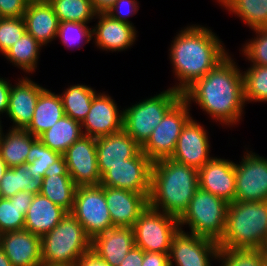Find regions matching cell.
<instances>
[{
  "instance_id": "obj_1",
  "label": "cell",
  "mask_w": 267,
  "mask_h": 266,
  "mask_svg": "<svg viewBox=\"0 0 267 266\" xmlns=\"http://www.w3.org/2000/svg\"><path fill=\"white\" fill-rule=\"evenodd\" d=\"M182 98L189 104L196 102L216 122L235 125L242 118L246 103L242 72L228 54L204 77L188 87Z\"/></svg>"
},
{
  "instance_id": "obj_22",
  "label": "cell",
  "mask_w": 267,
  "mask_h": 266,
  "mask_svg": "<svg viewBox=\"0 0 267 266\" xmlns=\"http://www.w3.org/2000/svg\"><path fill=\"white\" fill-rule=\"evenodd\" d=\"M43 89L27 77H23L16 85L11 84L7 115L13 122L12 129H25L29 125Z\"/></svg>"
},
{
  "instance_id": "obj_29",
  "label": "cell",
  "mask_w": 267,
  "mask_h": 266,
  "mask_svg": "<svg viewBox=\"0 0 267 266\" xmlns=\"http://www.w3.org/2000/svg\"><path fill=\"white\" fill-rule=\"evenodd\" d=\"M83 136L81 122L65 115L38 139L51 150L63 155L65 151Z\"/></svg>"
},
{
  "instance_id": "obj_12",
  "label": "cell",
  "mask_w": 267,
  "mask_h": 266,
  "mask_svg": "<svg viewBox=\"0 0 267 266\" xmlns=\"http://www.w3.org/2000/svg\"><path fill=\"white\" fill-rule=\"evenodd\" d=\"M240 164L234 163L235 200L267 201V158L252 151L244 153Z\"/></svg>"
},
{
  "instance_id": "obj_38",
  "label": "cell",
  "mask_w": 267,
  "mask_h": 266,
  "mask_svg": "<svg viewBox=\"0 0 267 266\" xmlns=\"http://www.w3.org/2000/svg\"><path fill=\"white\" fill-rule=\"evenodd\" d=\"M60 156V153L46 147L39 139H37L30 147L26 165L33 173V177L36 175L44 177L48 166L52 165Z\"/></svg>"
},
{
  "instance_id": "obj_52",
  "label": "cell",
  "mask_w": 267,
  "mask_h": 266,
  "mask_svg": "<svg viewBox=\"0 0 267 266\" xmlns=\"http://www.w3.org/2000/svg\"><path fill=\"white\" fill-rule=\"evenodd\" d=\"M2 126H1V121H0V136H1V133H2Z\"/></svg>"
},
{
  "instance_id": "obj_46",
  "label": "cell",
  "mask_w": 267,
  "mask_h": 266,
  "mask_svg": "<svg viewBox=\"0 0 267 266\" xmlns=\"http://www.w3.org/2000/svg\"><path fill=\"white\" fill-rule=\"evenodd\" d=\"M3 77L0 78V116L1 113H6L9 106V95L11 89L10 81H6Z\"/></svg>"
},
{
  "instance_id": "obj_31",
  "label": "cell",
  "mask_w": 267,
  "mask_h": 266,
  "mask_svg": "<svg viewBox=\"0 0 267 266\" xmlns=\"http://www.w3.org/2000/svg\"><path fill=\"white\" fill-rule=\"evenodd\" d=\"M33 173L26 164L18 165L8 170L3 175L0 182V196L11 198L19 191H26L31 194H40L43 177L32 176Z\"/></svg>"
},
{
  "instance_id": "obj_17",
  "label": "cell",
  "mask_w": 267,
  "mask_h": 266,
  "mask_svg": "<svg viewBox=\"0 0 267 266\" xmlns=\"http://www.w3.org/2000/svg\"><path fill=\"white\" fill-rule=\"evenodd\" d=\"M199 188L224 199L228 203L235 200L234 162L212 157L198 170Z\"/></svg>"
},
{
  "instance_id": "obj_42",
  "label": "cell",
  "mask_w": 267,
  "mask_h": 266,
  "mask_svg": "<svg viewBox=\"0 0 267 266\" xmlns=\"http://www.w3.org/2000/svg\"><path fill=\"white\" fill-rule=\"evenodd\" d=\"M136 0H116V2L106 11L112 18L132 25L127 17H130L138 12L139 6Z\"/></svg>"
},
{
  "instance_id": "obj_36",
  "label": "cell",
  "mask_w": 267,
  "mask_h": 266,
  "mask_svg": "<svg viewBox=\"0 0 267 266\" xmlns=\"http://www.w3.org/2000/svg\"><path fill=\"white\" fill-rule=\"evenodd\" d=\"M244 100L246 102L267 101V66L252 65L242 72Z\"/></svg>"
},
{
  "instance_id": "obj_15",
  "label": "cell",
  "mask_w": 267,
  "mask_h": 266,
  "mask_svg": "<svg viewBox=\"0 0 267 266\" xmlns=\"http://www.w3.org/2000/svg\"><path fill=\"white\" fill-rule=\"evenodd\" d=\"M207 134L205 127L191 117L182 128L170 159L197 170L201 169L212 158Z\"/></svg>"
},
{
  "instance_id": "obj_33",
  "label": "cell",
  "mask_w": 267,
  "mask_h": 266,
  "mask_svg": "<svg viewBox=\"0 0 267 266\" xmlns=\"http://www.w3.org/2000/svg\"><path fill=\"white\" fill-rule=\"evenodd\" d=\"M41 45L27 31L23 36L11 46V48L3 55L13 65L23 69L26 73L32 74L35 71L39 59V50Z\"/></svg>"
},
{
  "instance_id": "obj_43",
  "label": "cell",
  "mask_w": 267,
  "mask_h": 266,
  "mask_svg": "<svg viewBox=\"0 0 267 266\" xmlns=\"http://www.w3.org/2000/svg\"><path fill=\"white\" fill-rule=\"evenodd\" d=\"M30 1L31 0H0V17H23Z\"/></svg>"
},
{
  "instance_id": "obj_28",
  "label": "cell",
  "mask_w": 267,
  "mask_h": 266,
  "mask_svg": "<svg viewBox=\"0 0 267 266\" xmlns=\"http://www.w3.org/2000/svg\"><path fill=\"white\" fill-rule=\"evenodd\" d=\"M25 129H9L0 136V156L8 168L26 164L31 145L37 140Z\"/></svg>"
},
{
  "instance_id": "obj_27",
  "label": "cell",
  "mask_w": 267,
  "mask_h": 266,
  "mask_svg": "<svg viewBox=\"0 0 267 266\" xmlns=\"http://www.w3.org/2000/svg\"><path fill=\"white\" fill-rule=\"evenodd\" d=\"M63 116L65 112L60 94L44 88L37 100L33 118L25 130L38 138Z\"/></svg>"
},
{
  "instance_id": "obj_44",
  "label": "cell",
  "mask_w": 267,
  "mask_h": 266,
  "mask_svg": "<svg viewBox=\"0 0 267 266\" xmlns=\"http://www.w3.org/2000/svg\"><path fill=\"white\" fill-rule=\"evenodd\" d=\"M141 266H170L169 254L144 251Z\"/></svg>"
},
{
  "instance_id": "obj_26",
  "label": "cell",
  "mask_w": 267,
  "mask_h": 266,
  "mask_svg": "<svg viewBox=\"0 0 267 266\" xmlns=\"http://www.w3.org/2000/svg\"><path fill=\"white\" fill-rule=\"evenodd\" d=\"M41 194H35L25 215L24 229L39 237L49 233L67 214Z\"/></svg>"
},
{
  "instance_id": "obj_11",
  "label": "cell",
  "mask_w": 267,
  "mask_h": 266,
  "mask_svg": "<svg viewBox=\"0 0 267 266\" xmlns=\"http://www.w3.org/2000/svg\"><path fill=\"white\" fill-rule=\"evenodd\" d=\"M153 161L140 151L124 163L110 165L101 177L100 185L121 188L140 194H150Z\"/></svg>"
},
{
  "instance_id": "obj_20",
  "label": "cell",
  "mask_w": 267,
  "mask_h": 266,
  "mask_svg": "<svg viewBox=\"0 0 267 266\" xmlns=\"http://www.w3.org/2000/svg\"><path fill=\"white\" fill-rule=\"evenodd\" d=\"M76 189L77 186L68 173L64 155H61L45 171L40 194L70 213Z\"/></svg>"
},
{
  "instance_id": "obj_5",
  "label": "cell",
  "mask_w": 267,
  "mask_h": 266,
  "mask_svg": "<svg viewBox=\"0 0 267 266\" xmlns=\"http://www.w3.org/2000/svg\"><path fill=\"white\" fill-rule=\"evenodd\" d=\"M92 240L82 224L71 214L41 237L43 265L74 266L82 255L91 250Z\"/></svg>"
},
{
  "instance_id": "obj_45",
  "label": "cell",
  "mask_w": 267,
  "mask_h": 266,
  "mask_svg": "<svg viewBox=\"0 0 267 266\" xmlns=\"http://www.w3.org/2000/svg\"><path fill=\"white\" fill-rule=\"evenodd\" d=\"M143 257L144 251L141 248L134 246L118 266H141Z\"/></svg>"
},
{
  "instance_id": "obj_3",
  "label": "cell",
  "mask_w": 267,
  "mask_h": 266,
  "mask_svg": "<svg viewBox=\"0 0 267 266\" xmlns=\"http://www.w3.org/2000/svg\"><path fill=\"white\" fill-rule=\"evenodd\" d=\"M199 188L198 170L170 158L153 162L149 206L180 218Z\"/></svg>"
},
{
  "instance_id": "obj_4",
  "label": "cell",
  "mask_w": 267,
  "mask_h": 266,
  "mask_svg": "<svg viewBox=\"0 0 267 266\" xmlns=\"http://www.w3.org/2000/svg\"><path fill=\"white\" fill-rule=\"evenodd\" d=\"M267 239V201L229 203L220 248L261 249Z\"/></svg>"
},
{
  "instance_id": "obj_2",
  "label": "cell",
  "mask_w": 267,
  "mask_h": 266,
  "mask_svg": "<svg viewBox=\"0 0 267 266\" xmlns=\"http://www.w3.org/2000/svg\"><path fill=\"white\" fill-rule=\"evenodd\" d=\"M179 32L172 41L169 58L175 77L180 81L171 88L183 93L221 62L228 52L211 29L191 25Z\"/></svg>"
},
{
  "instance_id": "obj_7",
  "label": "cell",
  "mask_w": 267,
  "mask_h": 266,
  "mask_svg": "<svg viewBox=\"0 0 267 266\" xmlns=\"http://www.w3.org/2000/svg\"><path fill=\"white\" fill-rule=\"evenodd\" d=\"M181 98V92L169 88L123 109V130L142 147L164 115Z\"/></svg>"
},
{
  "instance_id": "obj_48",
  "label": "cell",
  "mask_w": 267,
  "mask_h": 266,
  "mask_svg": "<svg viewBox=\"0 0 267 266\" xmlns=\"http://www.w3.org/2000/svg\"><path fill=\"white\" fill-rule=\"evenodd\" d=\"M92 2L97 12H106L116 0H92Z\"/></svg>"
},
{
  "instance_id": "obj_34",
  "label": "cell",
  "mask_w": 267,
  "mask_h": 266,
  "mask_svg": "<svg viewBox=\"0 0 267 266\" xmlns=\"http://www.w3.org/2000/svg\"><path fill=\"white\" fill-rule=\"evenodd\" d=\"M97 93L86 85L68 87L61 95L65 115L83 122L91 109L92 99Z\"/></svg>"
},
{
  "instance_id": "obj_51",
  "label": "cell",
  "mask_w": 267,
  "mask_h": 266,
  "mask_svg": "<svg viewBox=\"0 0 267 266\" xmlns=\"http://www.w3.org/2000/svg\"><path fill=\"white\" fill-rule=\"evenodd\" d=\"M261 250L265 254V256L267 257V239L265 240Z\"/></svg>"
},
{
  "instance_id": "obj_49",
  "label": "cell",
  "mask_w": 267,
  "mask_h": 266,
  "mask_svg": "<svg viewBox=\"0 0 267 266\" xmlns=\"http://www.w3.org/2000/svg\"><path fill=\"white\" fill-rule=\"evenodd\" d=\"M0 266H12L5 252L0 248Z\"/></svg>"
},
{
  "instance_id": "obj_9",
  "label": "cell",
  "mask_w": 267,
  "mask_h": 266,
  "mask_svg": "<svg viewBox=\"0 0 267 266\" xmlns=\"http://www.w3.org/2000/svg\"><path fill=\"white\" fill-rule=\"evenodd\" d=\"M70 213L82 224L91 240L114 227L102 185L77 187Z\"/></svg>"
},
{
  "instance_id": "obj_13",
  "label": "cell",
  "mask_w": 267,
  "mask_h": 266,
  "mask_svg": "<svg viewBox=\"0 0 267 266\" xmlns=\"http://www.w3.org/2000/svg\"><path fill=\"white\" fill-rule=\"evenodd\" d=\"M219 250L217 241L179 229L171 243L170 266L173 261L176 266H211V259L218 260Z\"/></svg>"
},
{
  "instance_id": "obj_32",
  "label": "cell",
  "mask_w": 267,
  "mask_h": 266,
  "mask_svg": "<svg viewBox=\"0 0 267 266\" xmlns=\"http://www.w3.org/2000/svg\"><path fill=\"white\" fill-rule=\"evenodd\" d=\"M251 29L267 27V0H217Z\"/></svg>"
},
{
  "instance_id": "obj_35",
  "label": "cell",
  "mask_w": 267,
  "mask_h": 266,
  "mask_svg": "<svg viewBox=\"0 0 267 266\" xmlns=\"http://www.w3.org/2000/svg\"><path fill=\"white\" fill-rule=\"evenodd\" d=\"M59 22L89 23L97 14L92 0H48Z\"/></svg>"
},
{
  "instance_id": "obj_19",
  "label": "cell",
  "mask_w": 267,
  "mask_h": 266,
  "mask_svg": "<svg viewBox=\"0 0 267 266\" xmlns=\"http://www.w3.org/2000/svg\"><path fill=\"white\" fill-rule=\"evenodd\" d=\"M0 248L12 266H42L41 237L28 230L0 234Z\"/></svg>"
},
{
  "instance_id": "obj_53",
  "label": "cell",
  "mask_w": 267,
  "mask_h": 266,
  "mask_svg": "<svg viewBox=\"0 0 267 266\" xmlns=\"http://www.w3.org/2000/svg\"><path fill=\"white\" fill-rule=\"evenodd\" d=\"M262 266H267V259L264 261Z\"/></svg>"
},
{
  "instance_id": "obj_23",
  "label": "cell",
  "mask_w": 267,
  "mask_h": 266,
  "mask_svg": "<svg viewBox=\"0 0 267 266\" xmlns=\"http://www.w3.org/2000/svg\"><path fill=\"white\" fill-rule=\"evenodd\" d=\"M97 162L101 177L110 169V165L124 163L135 157L141 146L123 129L117 133L96 138Z\"/></svg>"
},
{
  "instance_id": "obj_37",
  "label": "cell",
  "mask_w": 267,
  "mask_h": 266,
  "mask_svg": "<svg viewBox=\"0 0 267 266\" xmlns=\"http://www.w3.org/2000/svg\"><path fill=\"white\" fill-rule=\"evenodd\" d=\"M267 259L261 249L220 248L221 266H262Z\"/></svg>"
},
{
  "instance_id": "obj_41",
  "label": "cell",
  "mask_w": 267,
  "mask_h": 266,
  "mask_svg": "<svg viewBox=\"0 0 267 266\" xmlns=\"http://www.w3.org/2000/svg\"><path fill=\"white\" fill-rule=\"evenodd\" d=\"M253 30L256 37L243 46L242 53L251 65L267 66V27Z\"/></svg>"
},
{
  "instance_id": "obj_24",
  "label": "cell",
  "mask_w": 267,
  "mask_h": 266,
  "mask_svg": "<svg viewBox=\"0 0 267 266\" xmlns=\"http://www.w3.org/2000/svg\"><path fill=\"white\" fill-rule=\"evenodd\" d=\"M134 246L132 227L114 226L96 236L91 242V250L110 266H118Z\"/></svg>"
},
{
  "instance_id": "obj_16",
  "label": "cell",
  "mask_w": 267,
  "mask_h": 266,
  "mask_svg": "<svg viewBox=\"0 0 267 266\" xmlns=\"http://www.w3.org/2000/svg\"><path fill=\"white\" fill-rule=\"evenodd\" d=\"M123 112L119 111L115 100L105 93L96 94L91 109L81 123L84 136L102 137L123 129Z\"/></svg>"
},
{
  "instance_id": "obj_47",
  "label": "cell",
  "mask_w": 267,
  "mask_h": 266,
  "mask_svg": "<svg viewBox=\"0 0 267 266\" xmlns=\"http://www.w3.org/2000/svg\"><path fill=\"white\" fill-rule=\"evenodd\" d=\"M74 266H110L92 250L82 255Z\"/></svg>"
},
{
  "instance_id": "obj_40",
  "label": "cell",
  "mask_w": 267,
  "mask_h": 266,
  "mask_svg": "<svg viewBox=\"0 0 267 266\" xmlns=\"http://www.w3.org/2000/svg\"><path fill=\"white\" fill-rule=\"evenodd\" d=\"M26 32L23 17H0V52L5 54Z\"/></svg>"
},
{
  "instance_id": "obj_18",
  "label": "cell",
  "mask_w": 267,
  "mask_h": 266,
  "mask_svg": "<svg viewBox=\"0 0 267 266\" xmlns=\"http://www.w3.org/2000/svg\"><path fill=\"white\" fill-rule=\"evenodd\" d=\"M104 194L113 226L133 227L149 205L150 194L104 186Z\"/></svg>"
},
{
  "instance_id": "obj_14",
  "label": "cell",
  "mask_w": 267,
  "mask_h": 266,
  "mask_svg": "<svg viewBox=\"0 0 267 266\" xmlns=\"http://www.w3.org/2000/svg\"><path fill=\"white\" fill-rule=\"evenodd\" d=\"M63 155L68 173L77 187L100 185L96 138L83 135Z\"/></svg>"
},
{
  "instance_id": "obj_21",
  "label": "cell",
  "mask_w": 267,
  "mask_h": 266,
  "mask_svg": "<svg viewBox=\"0 0 267 266\" xmlns=\"http://www.w3.org/2000/svg\"><path fill=\"white\" fill-rule=\"evenodd\" d=\"M97 25L92 28V36L99 49L106 51H123L132 46L136 40L137 31L133 25L120 22L106 12H97Z\"/></svg>"
},
{
  "instance_id": "obj_10",
  "label": "cell",
  "mask_w": 267,
  "mask_h": 266,
  "mask_svg": "<svg viewBox=\"0 0 267 266\" xmlns=\"http://www.w3.org/2000/svg\"><path fill=\"white\" fill-rule=\"evenodd\" d=\"M190 104L181 98L154 128L141 151L153 162L170 158L175 150L182 128L191 118Z\"/></svg>"
},
{
  "instance_id": "obj_25",
  "label": "cell",
  "mask_w": 267,
  "mask_h": 266,
  "mask_svg": "<svg viewBox=\"0 0 267 266\" xmlns=\"http://www.w3.org/2000/svg\"><path fill=\"white\" fill-rule=\"evenodd\" d=\"M26 31L41 45L57 38L59 20L48 0L30 1L23 15Z\"/></svg>"
},
{
  "instance_id": "obj_39",
  "label": "cell",
  "mask_w": 267,
  "mask_h": 266,
  "mask_svg": "<svg viewBox=\"0 0 267 266\" xmlns=\"http://www.w3.org/2000/svg\"><path fill=\"white\" fill-rule=\"evenodd\" d=\"M92 36V29L87 26V23L68 21L59 23L57 37H59L62 44L68 48L75 46L79 48L81 47V42L89 43L90 40L93 39Z\"/></svg>"
},
{
  "instance_id": "obj_8",
  "label": "cell",
  "mask_w": 267,
  "mask_h": 266,
  "mask_svg": "<svg viewBox=\"0 0 267 266\" xmlns=\"http://www.w3.org/2000/svg\"><path fill=\"white\" fill-rule=\"evenodd\" d=\"M132 228L135 246L145 252L169 254L173 237L180 226L178 218L148 205Z\"/></svg>"
},
{
  "instance_id": "obj_30",
  "label": "cell",
  "mask_w": 267,
  "mask_h": 266,
  "mask_svg": "<svg viewBox=\"0 0 267 266\" xmlns=\"http://www.w3.org/2000/svg\"><path fill=\"white\" fill-rule=\"evenodd\" d=\"M34 194L19 191L11 198L0 197V234L23 230L25 215Z\"/></svg>"
},
{
  "instance_id": "obj_50",
  "label": "cell",
  "mask_w": 267,
  "mask_h": 266,
  "mask_svg": "<svg viewBox=\"0 0 267 266\" xmlns=\"http://www.w3.org/2000/svg\"><path fill=\"white\" fill-rule=\"evenodd\" d=\"M7 170H8V166L0 156V182H1V179L3 178V175L5 174Z\"/></svg>"
},
{
  "instance_id": "obj_6",
  "label": "cell",
  "mask_w": 267,
  "mask_h": 266,
  "mask_svg": "<svg viewBox=\"0 0 267 266\" xmlns=\"http://www.w3.org/2000/svg\"><path fill=\"white\" fill-rule=\"evenodd\" d=\"M229 203L198 188L187 210L178 219L180 229L190 227V233L219 241L226 227Z\"/></svg>"
}]
</instances>
